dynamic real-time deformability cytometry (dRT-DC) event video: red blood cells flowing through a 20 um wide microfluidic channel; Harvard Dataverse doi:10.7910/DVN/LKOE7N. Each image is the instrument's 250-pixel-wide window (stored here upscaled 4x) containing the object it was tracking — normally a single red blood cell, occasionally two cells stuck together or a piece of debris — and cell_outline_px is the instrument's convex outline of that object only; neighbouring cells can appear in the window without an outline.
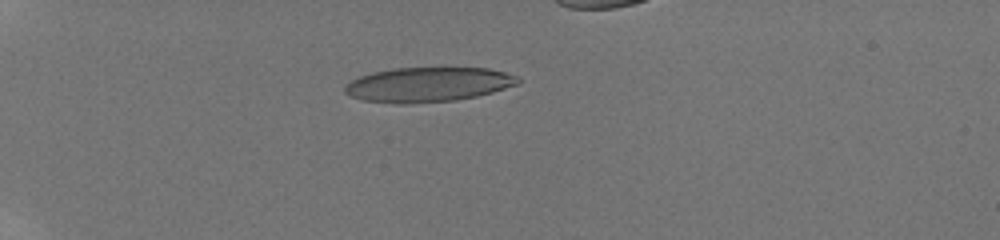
{"species": "human", "species_latin": "Homo sapiens", "temperature_condition": "room temperature", "stored_images_in_passage": 34, "camera_frame_rate_fps": 3000, "um_per_image_px": 0.085, "donor": {"sex": "male"}, "frame": {"image": 1, "passage_image": 1, "time_ms": 0.0, "image_size_px": [1000, 240], "cell_outline_px": [[520, 84], [492, 92], [476, 96], [456, 100], [400, 104], [364, 100], [352, 96], [344, 92], [344, 84], [360, 76], [372, 72], [392, 68], [488, 68], [520, 76]], "centroid_in_image_um": [36.4, 7.18], "position_along_channel_um": 48.6, "area_um2": 34.97}}
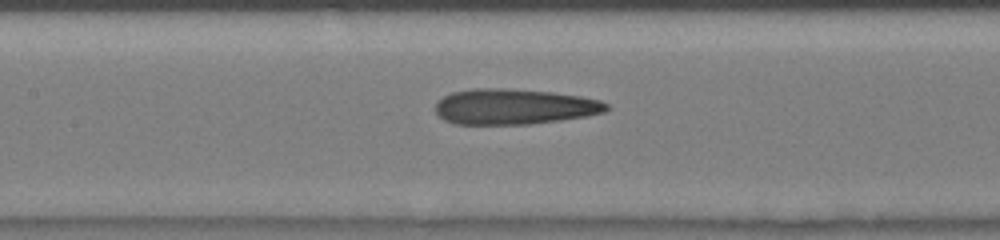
{"frame": {"image": 2, "passage_image": 13, "time_ms": 4.0, "image_size_px": [1000, 240], "cell_outline_px": [[608, 108], [604, 112], [588, 116], [560, 120], [528, 124], [456, 124], [444, 120], [436, 112], [436, 100], [452, 92], [476, 88], [508, 88], [552, 92], [580, 96], [600, 100], [608, 104]], "centroid_in_image_um": [43.69, 9.06], "position_along_channel_um": 163.7, "area_um2": 35.49}}
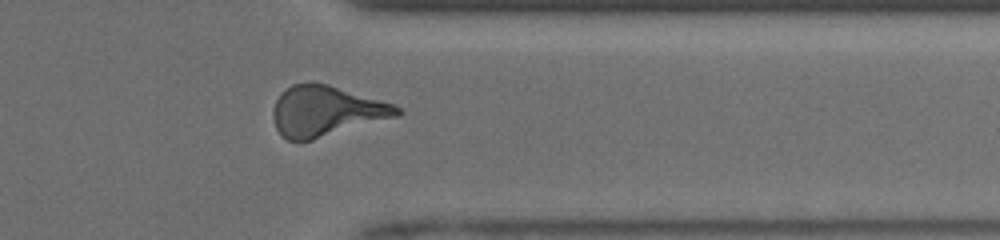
{"frame": {"image": 3, "passage_image": 29, "time_ms": 9.333, "image_size_px": [1000, 240], "cell_outline_px": [[404, 112], [400, 116], [312, 140], [288, 140], [280, 136], [276, 128], [272, 116], [272, 112], [276, 100], [280, 92], [292, 84], [312, 80], [328, 84], [392, 104], [400, 108]], "centroid_in_image_um": [27.69, 9.43], "position_along_channel_um": 383.7, "area_um2": 36.7}}